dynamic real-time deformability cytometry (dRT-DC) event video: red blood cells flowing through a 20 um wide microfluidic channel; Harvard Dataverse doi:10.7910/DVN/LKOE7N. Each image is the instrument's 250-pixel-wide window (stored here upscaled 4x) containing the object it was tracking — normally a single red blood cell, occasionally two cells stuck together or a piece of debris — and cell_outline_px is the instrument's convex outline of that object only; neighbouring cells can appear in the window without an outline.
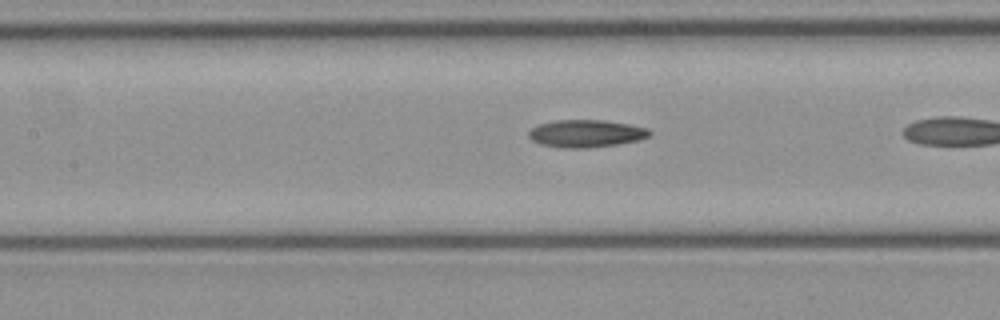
{"species": "common noctule bat (a hibernating species)", "species_latin": "Nyctalus noctula", "temperature_condition": "cold", "stored_images_in_passage": 20, "camera_frame_rate_fps": 3000, "um_per_image_px": 0.085, "animal": {"sex": "female", "body_mass_g": 21.9}, "frame": {"image": 1, "passage_image": 9, "time_ms": 2.667, "image_size_px": [1000, 320], "cell_outline_px": [[652, 132], [648, 136], [640, 140], [620, 144], [588, 148], [560, 148], [540, 144], [532, 140], [528, 136], [528, 132], [536, 124], [556, 120], [604, 120], [628, 124], [648, 128]], "centroid_in_image_um": [49.8, 11.35], "position_along_channel_um": 157.6, "area_um2": 19.59}}